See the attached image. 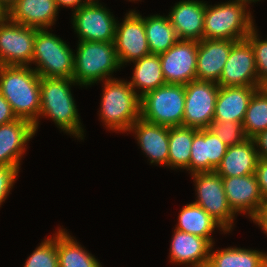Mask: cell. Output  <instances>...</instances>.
Segmentation results:
<instances>
[{"mask_svg":"<svg viewBox=\"0 0 267 267\" xmlns=\"http://www.w3.org/2000/svg\"><path fill=\"white\" fill-rule=\"evenodd\" d=\"M19 166L0 165V205L7 198L18 176Z\"/></svg>","mask_w":267,"mask_h":267,"instance_id":"e575fe53","label":"cell"},{"mask_svg":"<svg viewBox=\"0 0 267 267\" xmlns=\"http://www.w3.org/2000/svg\"><path fill=\"white\" fill-rule=\"evenodd\" d=\"M120 67L114 42L80 41L74 54L72 79L87 86L112 79L109 76Z\"/></svg>","mask_w":267,"mask_h":267,"instance_id":"277c9868","label":"cell"},{"mask_svg":"<svg viewBox=\"0 0 267 267\" xmlns=\"http://www.w3.org/2000/svg\"><path fill=\"white\" fill-rule=\"evenodd\" d=\"M227 145L208 128L199 129L193 136L190 172H214L224 157Z\"/></svg>","mask_w":267,"mask_h":267,"instance_id":"e0dca14e","label":"cell"},{"mask_svg":"<svg viewBox=\"0 0 267 267\" xmlns=\"http://www.w3.org/2000/svg\"><path fill=\"white\" fill-rule=\"evenodd\" d=\"M129 131H135L138 143L149 156L150 163L168 166L169 127L148 122L140 117Z\"/></svg>","mask_w":267,"mask_h":267,"instance_id":"44dd1931","label":"cell"},{"mask_svg":"<svg viewBox=\"0 0 267 267\" xmlns=\"http://www.w3.org/2000/svg\"><path fill=\"white\" fill-rule=\"evenodd\" d=\"M24 267H59L57 254V234L49 237L28 257Z\"/></svg>","mask_w":267,"mask_h":267,"instance_id":"1f68e13d","label":"cell"},{"mask_svg":"<svg viewBox=\"0 0 267 267\" xmlns=\"http://www.w3.org/2000/svg\"><path fill=\"white\" fill-rule=\"evenodd\" d=\"M178 220L177 230L205 238L211 245L214 242L210 234L216 227L226 232L217 221L195 203L185 205L180 211Z\"/></svg>","mask_w":267,"mask_h":267,"instance_id":"484cf974","label":"cell"},{"mask_svg":"<svg viewBox=\"0 0 267 267\" xmlns=\"http://www.w3.org/2000/svg\"><path fill=\"white\" fill-rule=\"evenodd\" d=\"M198 130L186 126L169 127V167L190 170L191 145Z\"/></svg>","mask_w":267,"mask_h":267,"instance_id":"f546056e","label":"cell"},{"mask_svg":"<svg viewBox=\"0 0 267 267\" xmlns=\"http://www.w3.org/2000/svg\"><path fill=\"white\" fill-rule=\"evenodd\" d=\"M262 87L267 91V82Z\"/></svg>","mask_w":267,"mask_h":267,"instance_id":"ee69618b","label":"cell"},{"mask_svg":"<svg viewBox=\"0 0 267 267\" xmlns=\"http://www.w3.org/2000/svg\"><path fill=\"white\" fill-rule=\"evenodd\" d=\"M255 175L258 180L263 202L267 204V159H258Z\"/></svg>","mask_w":267,"mask_h":267,"instance_id":"d590c367","label":"cell"},{"mask_svg":"<svg viewBox=\"0 0 267 267\" xmlns=\"http://www.w3.org/2000/svg\"><path fill=\"white\" fill-rule=\"evenodd\" d=\"M208 129L227 146L241 144L248 139L242 123L233 121H212Z\"/></svg>","mask_w":267,"mask_h":267,"instance_id":"d6a6232c","label":"cell"},{"mask_svg":"<svg viewBox=\"0 0 267 267\" xmlns=\"http://www.w3.org/2000/svg\"><path fill=\"white\" fill-rule=\"evenodd\" d=\"M36 28L12 22H0V65L28 66L32 62Z\"/></svg>","mask_w":267,"mask_h":267,"instance_id":"30bf717a","label":"cell"},{"mask_svg":"<svg viewBox=\"0 0 267 267\" xmlns=\"http://www.w3.org/2000/svg\"><path fill=\"white\" fill-rule=\"evenodd\" d=\"M207 267H267V254L257 250L226 248L211 253Z\"/></svg>","mask_w":267,"mask_h":267,"instance_id":"4316f807","label":"cell"},{"mask_svg":"<svg viewBox=\"0 0 267 267\" xmlns=\"http://www.w3.org/2000/svg\"><path fill=\"white\" fill-rule=\"evenodd\" d=\"M191 175L198 194V198L193 203L203 208L226 232H230L236 213L227 201L222 177L215 171Z\"/></svg>","mask_w":267,"mask_h":267,"instance_id":"ba28073f","label":"cell"},{"mask_svg":"<svg viewBox=\"0 0 267 267\" xmlns=\"http://www.w3.org/2000/svg\"><path fill=\"white\" fill-rule=\"evenodd\" d=\"M258 88L261 87L220 86L216 98L213 121L242 123L250 99Z\"/></svg>","mask_w":267,"mask_h":267,"instance_id":"7402d4cb","label":"cell"},{"mask_svg":"<svg viewBox=\"0 0 267 267\" xmlns=\"http://www.w3.org/2000/svg\"><path fill=\"white\" fill-rule=\"evenodd\" d=\"M198 41L178 40L166 52L159 54L166 84H188L196 80Z\"/></svg>","mask_w":267,"mask_h":267,"instance_id":"7c38bea8","label":"cell"},{"mask_svg":"<svg viewBox=\"0 0 267 267\" xmlns=\"http://www.w3.org/2000/svg\"><path fill=\"white\" fill-rule=\"evenodd\" d=\"M16 0H0V4L8 11Z\"/></svg>","mask_w":267,"mask_h":267,"instance_id":"60d3db41","label":"cell"},{"mask_svg":"<svg viewBox=\"0 0 267 267\" xmlns=\"http://www.w3.org/2000/svg\"><path fill=\"white\" fill-rule=\"evenodd\" d=\"M233 1L237 2V3H242V4L247 6V3L256 2V1H259V0H233Z\"/></svg>","mask_w":267,"mask_h":267,"instance_id":"7bdbcfd3","label":"cell"},{"mask_svg":"<svg viewBox=\"0 0 267 267\" xmlns=\"http://www.w3.org/2000/svg\"><path fill=\"white\" fill-rule=\"evenodd\" d=\"M253 222L257 223L267 234V204H264L258 213L252 218Z\"/></svg>","mask_w":267,"mask_h":267,"instance_id":"f35d334b","label":"cell"},{"mask_svg":"<svg viewBox=\"0 0 267 267\" xmlns=\"http://www.w3.org/2000/svg\"><path fill=\"white\" fill-rule=\"evenodd\" d=\"M144 27L151 54L166 52L179 40L168 16L145 17Z\"/></svg>","mask_w":267,"mask_h":267,"instance_id":"83f0119b","label":"cell"},{"mask_svg":"<svg viewBox=\"0 0 267 267\" xmlns=\"http://www.w3.org/2000/svg\"><path fill=\"white\" fill-rule=\"evenodd\" d=\"M104 84L100 108L102 121L111 130L129 131L140 118L139 94L124 80L114 78L105 80Z\"/></svg>","mask_w":267,"mask_h":267,"instance_id":"3957f363","label":"cell"},{"mask_svg":"<svg viewBox=\"0 0 267 267\" xmlns=\"http://www.w3.org/2000/svg\"><path fill=\"white\" fill-rule=\"evenodd\" d=\"M235 42L222 39H202L198 41L196 80L218 83Z\"/></svg>","mask_w":267,"mask_h":267,"instance_id":"2e32d148","label":"cell"},{"mask_svg":"<svg viewBox=\"0 0 267 267\" xmlns=\"http://www.w3.org/2000/svg\"><path fill=\"white\" fill-rule=\"evenodd\" d=\"M36 30L32 62L37 64L34 70L40 77L72 79L74 54L69 46L56 35Z\"/></svg>","mask_w":267,"mask_h":267,"instance_id":"52a82bcc","label":"cell"},{"mask_svg":"<svg viewBox=\"0 0 267 267\" xmlns=\"http://www.w3.org/2000/svg\"><path fill=\"white\" fill-rule=\"evenodd\" d=\"M89 1L74 11L73 27L79 41L114 42L117 22L110 11Z\"/></svg>","mask_w":267,"mask_h":267,"instance_id":"8fae6325","label":"cell"},{"mask_svg":"<svg viewBox=\"0 0 267 267\" xmlns=\"http://www.w3.org/2000/svg\"><path fill=\"white\" fill-rule=\"evenodd\" d=\"M219 85L211 81L194 80L184 85L185 106L183 126L206 129L214 119Z\"/></svg>","mask_w":267,"mask_h":267,"instance_id":"9c48e42d","label":"cell"},{"mask_svg":"<svg viewBox=\"0 0 267 267\" xmlns=\"http://www.w3.org/2000/svg\"><path fill=\"white\" fill-rule=\"evenodd\" d=\"M57 13L55 0H16L7 11V17L12 22L40 30L53 25Z\"/></svg>","mask_w":267,"mask_h":267,"instance_id":"ffe728a7","label":"cell"},{"mask_svg":"<svg viewBox=\"0 0 267 267\" xmlns=\"http://www.w3.org/2000/svg\"><path fill=\"white\" fill-rule=\"evenodd\" d=\"M218 85L262 87L257 75L254 52L247 39L233 44Z\"/></svg>","mask_w":267,"mask_h":267,"instance_id":"4fadbf2b","label":"cell"},{"mask_svg":"<svg viewBox=\"0 0 267 267\" xmlns=\"http://www.w3.org/2000/svg\"><path fill=\"white\" fill-rule=\"evenodd\" d=\"M41 77L29 66L0 65V93L17 118L30 121L35 133L40 113Z\"/></svg>","mask_w":267,"mask_h":267,"instance_id":"6da1fadb","label":"cell"},{"mask_svg":"<svg viewBox=\"0 0 267 267\" xmlns=\"http://www.w3.org/2000/svg\"><path fill=\"white\" fill-rule=\"evenodd\" d=\"M184 106V85L165 84L141 97L140 117L162 126H183Z\"/></svg>","mask_w":267,"mask_h":267,"instance_id":"8992f818","label":"cell"},{"mask_svg":"<svg viewBox=\"0 0 267 267\" xmlns=\"http://www.w3.org/2000/svg\"><path fill=\"white\" fill-rule=\"evenodd\" d=\"M57 254L59 267H102L92 254L62 229L57 232Z\"/></svg>","mask_w":267,"mask_h":267,"instance_id":"f1b7e54d","label":"cell"},{"mask_svg":"<svg viewBox=\"0 0 267 267\" xmlns=\"http://www.w3.org/2000/svg\"><path fill=\"white\" fill-rule=\"evenodd\" d=\"M17 116L14 114L11 105L0 93V125H4L17 120Z\"/></svg>","mask_w":267,"mask_h":267,"instance_id":"8d00e7d4","label":"cell"},{"mask_svg":"<svg viewBox=\"0 0 267 267\" xmlns=\"http://www.w3.org/2000/svg\"><path fill=\"white\" fill-rule=\"evenodd\" d=\"M75 83L68 78L41 77L39 116L50 117L63 131L83 139L84 132L70 91V85Z\"/></svg>","mask_w":267,"mask_h":267,"instance_id":"7a4b0ae2","label":"cell"},{"mask_svg":"<svg viewBox=\"0 0 267 267\" xmlns=\"http://www.w3.org/2000/svg\"><path fill=\"white\" fill-rule=\"evenodd\" d=\"M114 44L120 66L151 54L144 18L134 10L129 11L123 23L116 25Z\"/></svg>","mask_w":267,"mask_h":267,"instance_id":"5bb4252c","label":"cell"},{"mask_svg":"<svg viewBox=\"0 0 267 267\" xmlns=\"http://www.w3.org/2000/svg\"><path fill=\"white\" fill-rule=\"evenodd\" d=\"M7 18V10L0 4V22Z\"/></svg>","mask_w":267,"mask_h":267,"instance_id":"b9f144b4","label":"cell"},{"mask_svg":"<svg viewBox=\"0 0 267 267\" xmlns=\"http://www.w3.org/2000/svg\"><path fill=\"white\" fill-rule=\"evenodd\" d=\"M246 39L251 43L259 83L263 86L267 82V40L260 41L255 27L251 30Z\"/></svg>","mask_w":267,"mask_h":267,"instance_id":"836d02e7","label":"cell"},{"mask_svg":"<svg viewBox=\"0 0 267 267\" xmlns=\"http://www.w3.org/2000/svg\"><path fill=\"white\" fill-rule=\"evenodd\" d=\"M242 124L246 136L251 139L267 130V91L263 87L250 99Z\"/></svg>","mask_w":267,"mask_h":267,"instance_id":"4dcf8cb0","label":"cell"},{"mask_svg":"<svg viewBox=\"0 0 267 267\" xmlns=\"http://www.w3.org/2000/svg\"><path fill=\"white\" fill-rule=\"evenodd\" d=\"M133 63H135V68L131 79L132 81H130L129 84L134 91L136 87L142 89L139 94L140 98L146 93L166 84L162 73L159 54H149L141 59L133 61Z\"/></svg>","mask_w":267,"mask_h":267,"instance_id":"d4e9b609","label":"cell"},{"mask_svg":"<svg viewBox=\"0 0 267 267\" xmlns=\"http://www.w3.org/2000/svg\"><path fill=\"white\" fill-rule=\"evenodd\" d=\"M205 9L206 3L197 0H182L172 8L168 17L179 40L203 39Z\"/></svg>","mask_w":267,"mask_h":267,"instance_id":"ac0fdd59","label":"cell"},{"mask_svg":"<svg viewBox=\"0 0 267 267\" xmlns=\"http://www.w3.org/2000/svg\"><path fill=\"white\" fill-rule=\"evenodd\" d=\"M56 4L58 6V9L60 8V6H66V7H73L76 11L78 10L81 6L87 4L89 2V0H84L82 3V0H55Z\"/></svg>","mask_w":267,"mask_h":267,"instance_id":"ab89813d","label":"cell"},{"mask_svg":"<svg viewBox=\"0 0 267 267\" xmlns=\"http://www.w3.org/2000/svg\"><path fill=\"white\" fill-rule=\"evenodd\" d=\"M255 139L228 146L224 157L215 169L221 177H239L254 174L259 159Z\"/></svg>","mask_w":267,"mask_h":267,"instance_id":"cb8c5ba5","label":"cell"},{"mask_svg":"<svg viewBox=\"0 0 267 267\" xmlns=\"http://www.w3.org/2000/svg\"><path fill=\"white\" fill-rule=\"evenodd\" d=\"M222 181L229 206L235 213L248 212L249 217L253 218L264 205L255 173L222 177Z\"/></svg>","mask_w":267,"mask_h":267,"instance_id":"9a60e30c","label":"cell"},{"mask_svg":"<svg viewBox=\"0 0 267 267\" xmlns=\"http://www.w3.org/2000/svg\"><path fill=\"white\" fill-rule=\"evenodd\" d=\"M246 5L234 1L207 6L204 14L203 39L240 41L254 28Z\"/></svg>","mask_w":267,"mask_h":267,"instance_id":"5b68a950","label":"cell"},{"mask_svg":"<svg viewBox=\"0 0 267 267\" xmlns=\"http://www.w3.org/2000/svg\"><path fill=\"white\" fill-rule=\"evenodd\" d=\"M254 139L257 148H260V150L258 151L259 158L267 159V130L261 132Z\"/></svg>","mask_w":267,"mask_h":267,"instance_id":"74e56055","label":"cell"},{"mask_svg":"<svg viewBox=\"0 0 267 267\" xmlns=\"http://www.w3.org/2000/svg\"><path fill=\"white\" fill-rule=\"evenodd\" d=\"M33 135L34 125L25 119L0 125V165L19 166L24 146Z\"/></svg>","mask_w":267,"mask_h":267,"instance_id":"d6986e66","label":"cell"},{"mask_svg":"<svg viewBox=\"0 0 267 267\" xmlns=\"http://www.w3.org/2000/svg\"><path fill=\"white\" fill-rule=\"evenodd\" d=\"M170 247L171 262L207 267L211 244L205 238L175 229Z\"/></svg>","mask_w":267,"mask_h":267,"instance_id":"603a6c76","label":"cell"}]
</instances>
